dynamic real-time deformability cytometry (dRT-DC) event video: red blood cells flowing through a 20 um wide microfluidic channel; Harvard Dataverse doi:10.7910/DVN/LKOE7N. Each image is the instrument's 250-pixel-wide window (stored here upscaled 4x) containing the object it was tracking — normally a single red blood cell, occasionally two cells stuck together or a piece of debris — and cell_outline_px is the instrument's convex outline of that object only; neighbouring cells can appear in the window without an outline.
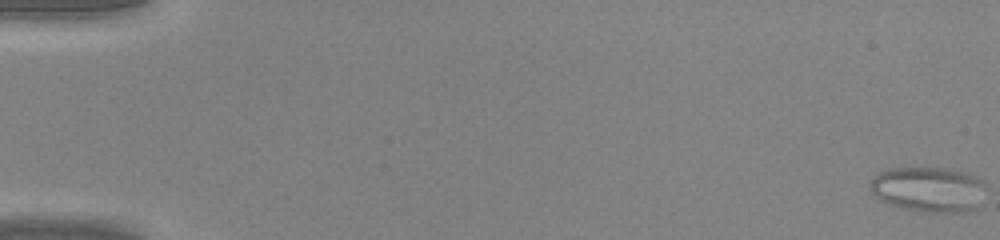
{"species": "common noctule bat (a hibernating species)", "species_latin": "Nyctalus noctula", "temperature_condition": "warm", "stored_images_in_passage": 46, "camera_frame_rate_fps": 3000, "um_per_image_px": 0.085, "animal": {"sex": "male", "body_mass_g": 20.0, "forearm_length_mm": 53.3}, "frame": {"image": 1, "passage_image": 1, "time_ms": 0.0, "image_size_px": [1000, 240], "cell_outline_px": [[984, 184], [976, 208], [956, 212], [924, 212], [892, 204], [880, 200], [872, 192], [868, 184], [872, 176], [876, 172], [888, 168], [944, 168], [964, 172], [976, 176], [984, 180]], "centroid_in_image_um": [78.86, 16.06], "position_along_channel_um": 6.1, "area_um2": 30.17}}
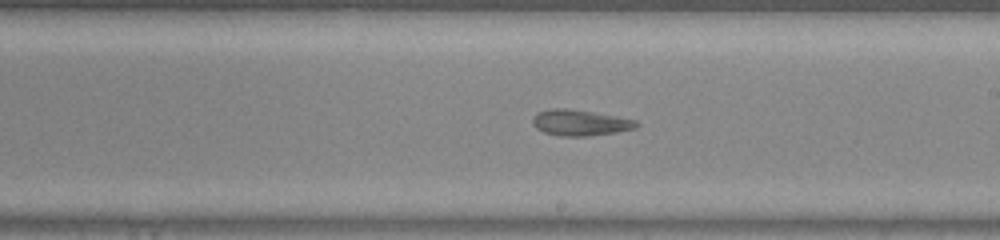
{"frame": {"image": 2, "passage_image": 28, "time_ms": 9.0, "image_size_px": [1000, 240], "cell_outline_px": [[640, 124], [636, 128], [616, 132], [588, 136], [560, 136], [544, 132], [536, 128], [532, 124], [532, 116], [536, 112], [552, 108], [568, 108], [616, 116], [636, 120]], "centroid_in_image_um": [49.28, 10.42], "position_along_channel_um": 239.7, "area_um2": 15.78}}
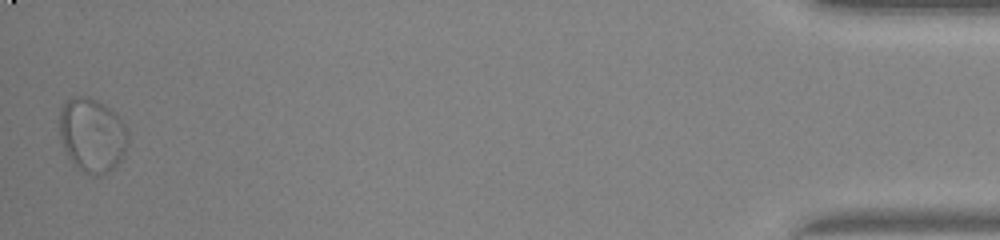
{"frame": {"image": 3, "passage_image": 46, "time_ms": 15.0, "image_size_px": [1000, 240], "cell_outline_px": [[128, 144], [124, 156], [108, 172], [100, 176], [92, 176], [76, 168], [68, 156], [60, 140], [60, 108], [72, 96], [88, 96], [112, 108], [116, 112], [124, 124], [128, 132]], "centroid_in_image_um": [7.84, 11.48], "position_along_channel_um": 427.4, "area_um2": 30.0}}